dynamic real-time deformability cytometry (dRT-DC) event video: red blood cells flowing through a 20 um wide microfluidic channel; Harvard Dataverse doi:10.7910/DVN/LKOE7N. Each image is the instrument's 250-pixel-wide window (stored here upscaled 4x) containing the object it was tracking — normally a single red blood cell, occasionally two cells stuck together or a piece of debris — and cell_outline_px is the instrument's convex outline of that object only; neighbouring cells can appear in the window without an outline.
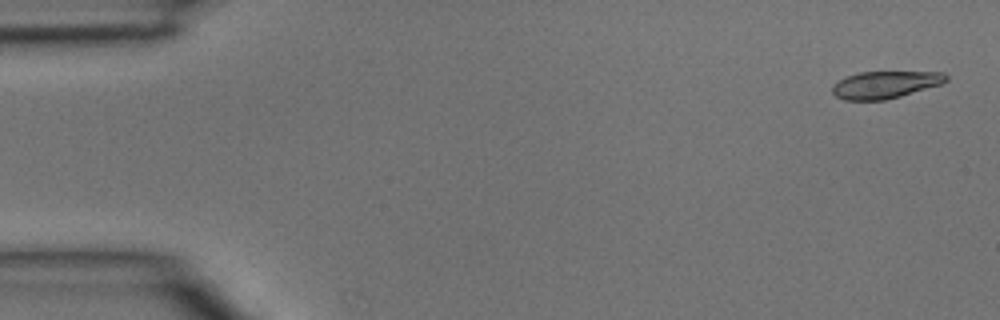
{"species": "common noctule bat (a hibernating species)", "species_latin": "Nyctalus noctula", "temperature_condition": "room temperature", "stored_images_in_passage": 4, "camera_frame_rate_fps": 3000, "um_per_image_px": 0.085, "animal": {"sex": "male", "body_mass_g": 15.6}, "frame": {"image": 1, "passage_image": 1, "time_ms": 0.0, "image_size_px": [1000, 320], "cell_outline_px": [[948, 80], [940, 84], [900, 96], [884, 100], [844, 100], [836, 96], [832, 92], [832, 84], [848, 76], [860, 72], [944, 72], [948, 76]], "centroid_in_image_um": [75.23, 7.2], "position_along_channel_um": 9.8, "area_um2": 17.86}}
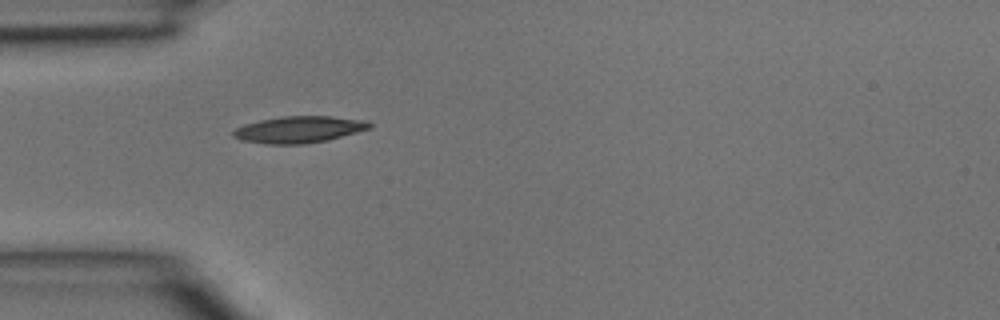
{"frame": {"image": 2, "passage_image": 4, "time_ms": 1.0, "image_size_px": [1000, 320], "cell_outline_px": [[372, 128], [328, 140], [304, 144], [264, 144], [240, 140], [232, 136], [232, 132], [236, 128], [244, 124], [260, 120], [280, 116], [332, 116], [368, 120], [372, 124]], "centroid_in_image_um": [25.42, 11.0], "position_along_channel_um": 59.6, "area_um2": 21.44}}